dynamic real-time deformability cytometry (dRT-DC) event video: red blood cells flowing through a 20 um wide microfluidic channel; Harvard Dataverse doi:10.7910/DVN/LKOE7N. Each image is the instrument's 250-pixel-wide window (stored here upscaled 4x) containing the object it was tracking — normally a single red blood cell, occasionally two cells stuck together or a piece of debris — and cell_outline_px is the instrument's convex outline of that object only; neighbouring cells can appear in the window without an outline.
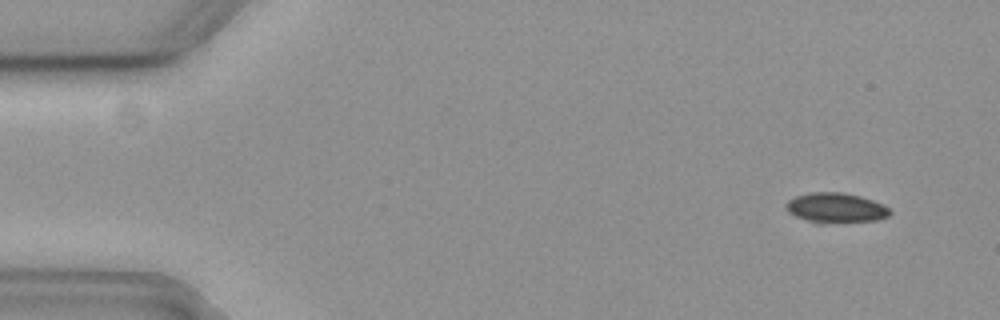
{"species": "common noctule bat (a hibernating species)", "species_latin": "Nyctalus noctula", "temperature_condition": "cold", "stored_images_in_passage": 10, "camera_frame_rate_fps": 3000, "um_per_image_px": 0.085, "animal": {"sex": "female", "body_mass_g": 19.3, "forearm_length_mm": 54.1}, "frame": {"image": 1, "passage_image": 1, "time_ms": 0.0, "image_size_px": [1000, 320], "cell_outline_px": [[892, 212], [888, 216], [876, 220], [824, 224], [816, 224], [796, 216], [788, 212], [784, 208], [784, 204], [788, 200], [796, 196], [812, 192], [844, 192], [860, 196], [884, 204]], "centroid_in_image_um": [71.02, 17.68], "position_along_channel_um": 14.0, "area_um2": 18.44}}
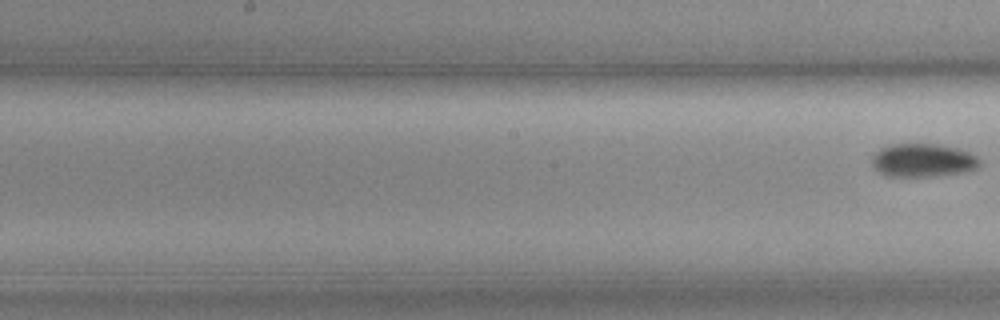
{"frame": {"image": 2, "passage_image": 10, "time_ms": 3.0, "image_size_px": [1000, 320], "cell_outline_px": [[980, 164], [976, 168], [964, 172], [924, 176], [888, 176], [880, 172], [872, 164], [872, 156], [876, 152], [892, 144], [936, 144], [956, 148], [968, 152], [976, 156], [980, 160]], "centroid_in_image_um": [78.45, 13.62], "position_along_channel_um": 169.7, "area_um2": 20.46}}